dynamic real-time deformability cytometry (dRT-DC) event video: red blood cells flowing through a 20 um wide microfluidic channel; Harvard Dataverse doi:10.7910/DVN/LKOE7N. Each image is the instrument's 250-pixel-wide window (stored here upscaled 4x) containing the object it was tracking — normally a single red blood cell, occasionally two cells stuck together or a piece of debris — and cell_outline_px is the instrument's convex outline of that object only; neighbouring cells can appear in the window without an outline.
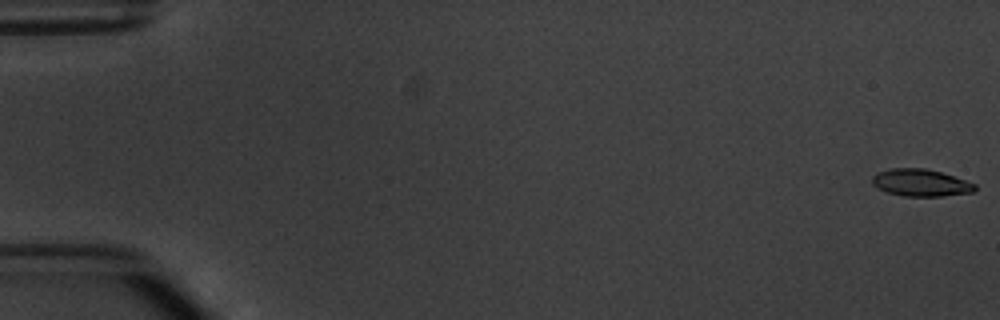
{"species": "common noctule bat (a hibernating species)", "species_latin": "Nyctalus noctula", "temperature_condition": "warm", "stored_images_in_passage": 8, "camera_frame_rate_fps": 3000, "um_per_image_px": 0.085, "animal": {"sex": "male", "body_mass_g": 20.1, "forearm_length_mm": 53.5}, "frame": {"image": 1, "passage_image": 1, "time_ms": 0.0, "image_size_px": [1000, 320], "cell_outline_px": [[976, 188], [972, 192], [944, 196], [904, 196], [888, 192], [876, 188], [872, 184], [872, 176], [876, 172], [892, 168], [924, 168], [940, 172], [976, 184]], "centroid_in_image_um": [78.21, 15.53], "position_along_channel_um": 6.8, "area_um2": 16.18}}
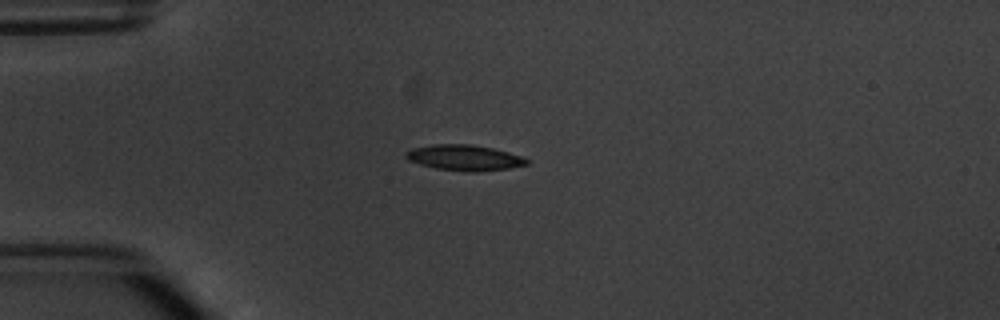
{"frame": {"image": 2, "passage_image": 5, "time_ms": 4.667, "image_size_px": [1000, 320], "cell_outline_px": [[528, 164], [508, 168], [472, 172], [464, 172], [436, 168], [420, 164], [408, 160], [404, 156], [404, 152], [412, 148], [432, 144], [472, 144], [492, 148], [508, 152], [520, 156], [528, 160]], "centroid_in_image_um": [39.41, 13.4], "position_along_channel_um": 45.6, "area_um2": 18.03}}
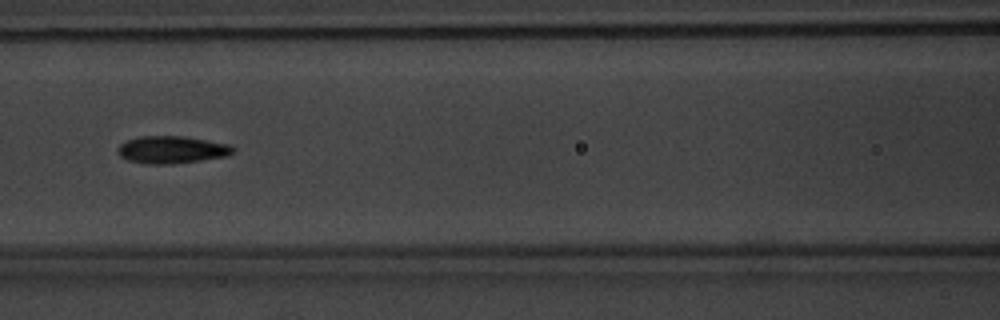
{"frame": {"image": 3, "passage_image": 8, "time_ms": 8.0, "image_size_px": [1000, 320], "cell_outline_px": [[236, 148], [228, 156], [172, 164], [148, 164], [128, 160], [120, 156], [120, 144], [128, 140], [140, 136], [184, 136], [228, 144]], "centroid_in_image_um": [14.63, 12.72], "position_along_channel_um": 152.0, "area_um2": 18.15}}